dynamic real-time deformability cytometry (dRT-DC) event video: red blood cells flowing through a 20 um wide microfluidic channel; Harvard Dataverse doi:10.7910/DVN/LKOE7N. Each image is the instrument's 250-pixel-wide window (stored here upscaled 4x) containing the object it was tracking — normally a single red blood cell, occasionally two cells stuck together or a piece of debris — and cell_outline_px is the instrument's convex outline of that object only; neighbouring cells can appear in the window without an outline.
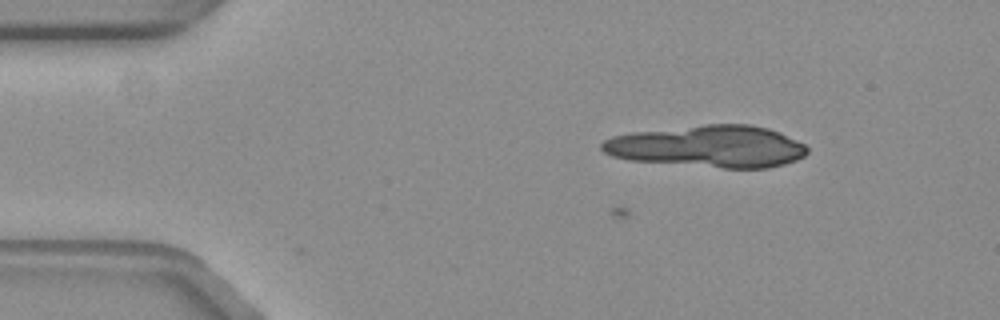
{"species": "common noctule bat (a hibernating species)", "species_latin": "Nyctalus noctula", "temperature_condition": "warm", "stored_images_in_passage": 8, "camera_frame_rate_fps": 3000, "um_per_image_px": 0.085, "animal": {"sex": "female", "body_mass_g": 19.3, "forearm_length_mm": 54.1}, "frame": {"image": 1, "passage_image": 1, "time_ms": 0.0, "image_size_px": [1000, 320], "cell_outline_px": [[804, 152], [800, 156], [788, 160], [772, 164], [724, 164], [704, 128], [756, 128], [772, 132], [800, 144], [804, 148]], "centroid_in_image_um": [63.97, 12.42], "position_along_channel_um": 21.0, "area_um2": 19.59}}